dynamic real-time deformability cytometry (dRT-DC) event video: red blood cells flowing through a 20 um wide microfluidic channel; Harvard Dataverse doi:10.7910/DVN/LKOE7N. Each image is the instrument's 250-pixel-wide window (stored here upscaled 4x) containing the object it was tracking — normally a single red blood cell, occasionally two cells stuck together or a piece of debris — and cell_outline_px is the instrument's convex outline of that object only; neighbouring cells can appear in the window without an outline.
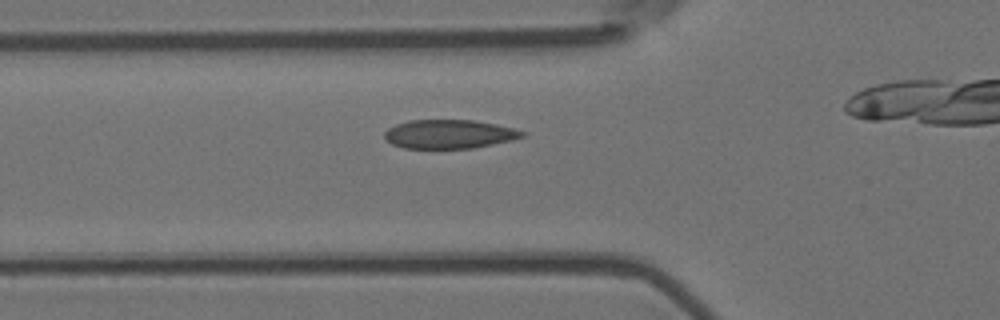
{"species": "Egyptian fruit bat (a non-hibernating species)", "species_latin": "Rousettus aegyptiacus", "temperature_condition": "room temperature", "stored_images_in_passage": 29, "camera_frame_rate_fps": 3000, "um_per_image_px": 0.085, "animal": {"sex": "female"}, "frame": {"image": 1, "passage_image": 4, "time_ms": 1.0, "image_size_px": [1000, 320], "cell_outline_px": [[528, 132], [524, 136], [512, 140], [472, 148], [404, 148], [392, 144], [384, 140], [384, 132], [388, 128], [396, 124], [408, 120], [472, 120], [496, 124]], "centroid_in_image_um": [38.16, 11.39], "position_along_channel_um": 87.6, "area_um2": 23.18}}
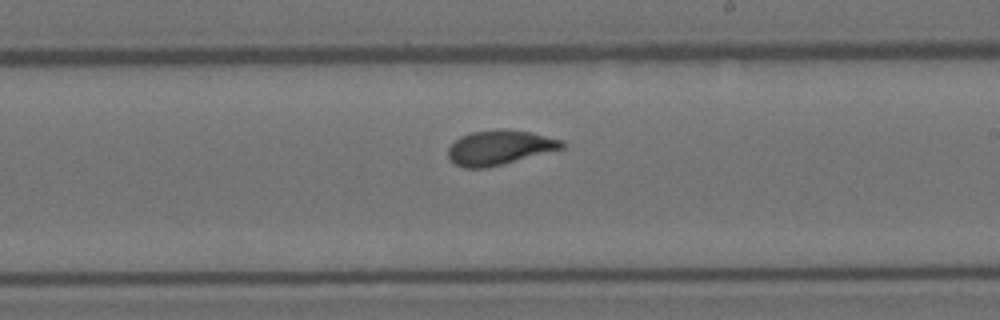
{"frame": {"image": 2, "passage_image": 17, "time_ms": 5.333, "image_size_px": [1000, 320], "cell_outline_px": [[564, 148], [484, 168], [464, 168], [448, 160], [448, 148], [460, 136], [472, 132], [532, 132], [564, 140]], "centroid_in_image_um": [42.44, 12.58], "position_along_channel_um": 246.6, "area_um2": 21.96}}
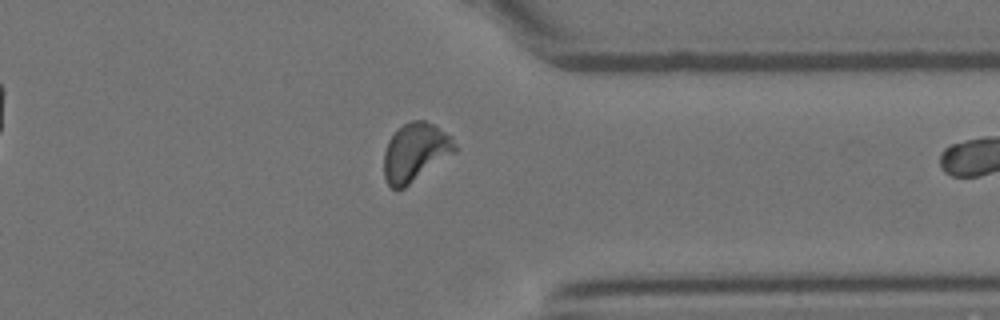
{"frame": {"image": 3, "passage_image": 28, "time_ms": 9.0, "image_size_px": [1000, 320], "cell_outline_px": [[456, 152], [404, 188], [392, 188], [388, 184], [384, 176], [384, 152], [388, 140], [404, 124], [412, 120], [424, 120], [432, 124], [452, 136], [456, 144]], "centroid_in_image_um": [35.31, 12.94], "position_along_channel_um": 376.1, "area_um2": 23.93}}